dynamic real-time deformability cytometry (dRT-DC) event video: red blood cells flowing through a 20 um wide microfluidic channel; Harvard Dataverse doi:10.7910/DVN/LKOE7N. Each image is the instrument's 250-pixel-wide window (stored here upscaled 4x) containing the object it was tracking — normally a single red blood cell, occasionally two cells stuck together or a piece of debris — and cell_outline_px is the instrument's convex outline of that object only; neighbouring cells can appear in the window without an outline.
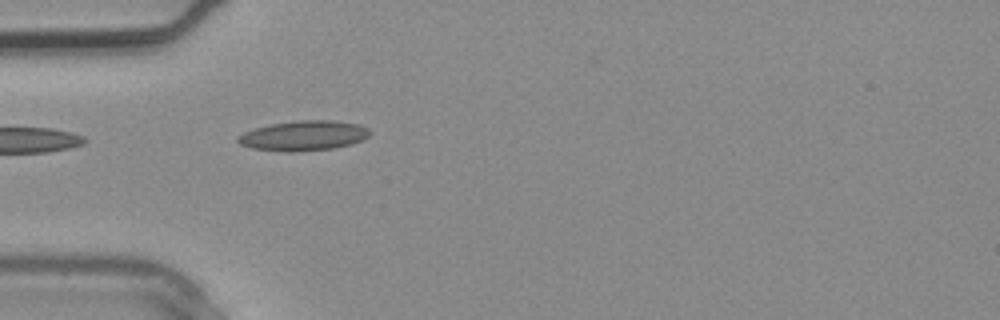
{"species": "common noctule bat (a hibernating species)", "species_latin": "Nyctalus noctula", "temperature_condition": "warm", "stored_images_in_passage": 2, "camera_frame_rate_fps": 3000, "um_per_image_px": 0.085, "animal": {"sex": "male", "body_mass_g": 20.4}, "frame": {"image": 1, "passage_image": 2, "time_ms": 0.333, "image_size_px": [1000, 320], "cell_outline_px": [[372, 132], [368, 136], [352, 144], [336, 148], [292, 152], [284, 152], [252, 148], [240, 144], [236, 140], [236, 136], [244, 132], [256, 128], [272, 124], [300, 120], [332, 120], [360, 124], [368, 128]], "centroid_in_image_um": [25.82, 11.53], "position_along_channel_um": 59.2, "area_um2": 23.12}}